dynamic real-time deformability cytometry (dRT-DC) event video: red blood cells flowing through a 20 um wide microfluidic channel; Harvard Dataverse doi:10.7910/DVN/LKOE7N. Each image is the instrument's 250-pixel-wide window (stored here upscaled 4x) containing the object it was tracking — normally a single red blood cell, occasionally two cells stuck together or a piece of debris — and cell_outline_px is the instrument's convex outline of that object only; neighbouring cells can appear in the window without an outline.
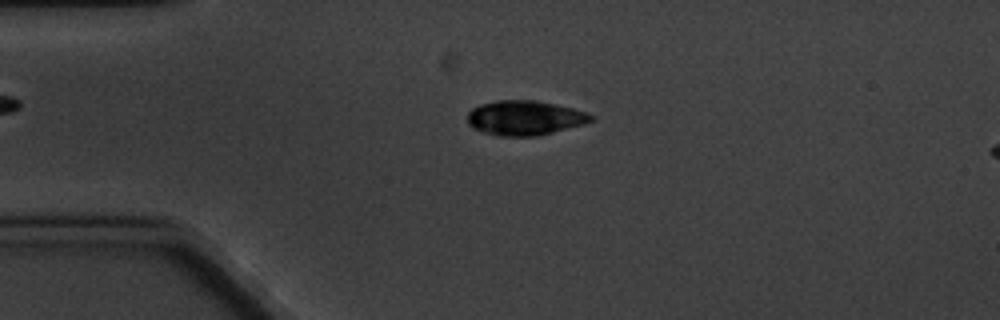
{"species": "common noctule bat (a hibernating species)", "species_latin": "Nyctalus noctula", "temperature_condition": "cold", "stored_images_in_passage": 5, "camera_frame_rate_fps": 3000, "um_per_image_px": 0.085, "animal": {"sex": "male", "body_mass_g": 20.1, "forearm_length_mm": 53.5}, "frame": {"image": 1, "passage_image": 3, "time_ms": 3.0, "image_size_px": [1000, 320], "cell_outline_px": [[596, 120], [584, 124], [536, 136], [496, 136], [472, 128], [468, 124], [468, 112], [472, 108], [480, 104], [496, 100], [536, 100], [556, 104], [588, 112]], "centroid_in_image_um": [44.6, 10.01], "position_along_channel_um": 40.4, "area_um2": 25.09}}